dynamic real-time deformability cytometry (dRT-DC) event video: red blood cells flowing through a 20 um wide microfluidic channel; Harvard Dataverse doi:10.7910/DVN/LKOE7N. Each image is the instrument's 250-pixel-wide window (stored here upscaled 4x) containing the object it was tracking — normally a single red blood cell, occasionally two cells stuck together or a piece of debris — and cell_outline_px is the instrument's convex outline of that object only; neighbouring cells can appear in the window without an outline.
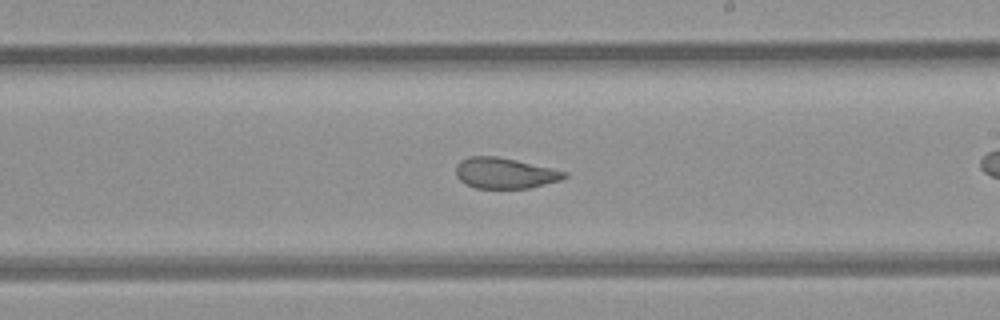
{"species": "common noctule bat (a hibernating species)", "species_latin": "Nyctalus noctula", "temperature_condition": "room temperature", "stored_images_in_passage": 36, "camera_frame_rate_fps": 3000, "um_per_image_px": 0.085, "animal": {"sex": "female", "body_mass_g": 21.9}, "frame": {"image": 1, "passage_image": 26, "time_ms": 8.333, "image_size_px": [1000, 320], "cell_outline_px": [[568, 176], [560, 180], [528, 188], [476, 188], [464, 184], [456, 176], [456, 164], [460, 160], [468, 156], [496, 156], [516, 160], [552, 168], [568, 172]], "centroid_in_image_um": [42.88, 14.71], "position_along_channel_um": 246.1, "area_um2": 19.48}}